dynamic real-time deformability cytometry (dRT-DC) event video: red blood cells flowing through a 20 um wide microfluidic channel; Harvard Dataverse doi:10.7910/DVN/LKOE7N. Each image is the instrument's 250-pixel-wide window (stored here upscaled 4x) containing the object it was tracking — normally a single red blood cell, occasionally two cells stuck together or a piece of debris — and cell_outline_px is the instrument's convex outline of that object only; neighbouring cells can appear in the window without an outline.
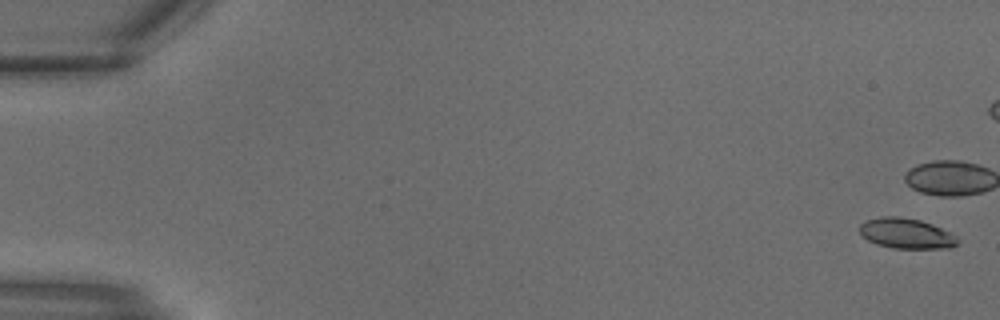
{"species": "common noctule bat (a hibernating species)", "species_latin": "Nyctalus noctula", "temperature_condition": "warm", "stored_images_in_passage": 7, "camera_frame_rate_fps": 3000, "um_per_image_px": 0.085, "animal": {"sex": "male", "body_mass_g": 18.8}, "frame": {"image": 1, "passage_image": 1, "time_ms": 0.0, "image_size_px": [1000, 320], "cell_outline_px": [[960, 240], [952, 248], [892, 248], [876, 244], [868, 240], [860, 232], [860, 224], [864, 220], [880, 216], [900, 216], [920, 220], [932, 224], [956, 236]], "centroid_in_image_um": [77.02, 19.83], "position_along_channel_um": 8.0, "area_um2": 17.34}}